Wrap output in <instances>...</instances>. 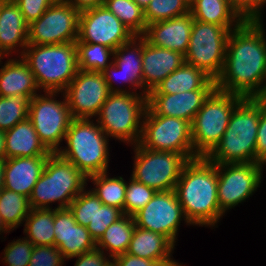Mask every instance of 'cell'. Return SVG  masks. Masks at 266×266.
I'll return each mask as SVG.
<instances>
[{
  "mask_svg": "<svg viewBox=\"0 0 266 266\" xmlns=\"http://www.w3.org/2000/svg\"><path fill=\"white\" fill-rule=\"evenodd\" d=\"M35 75L43 92H63L77 74V46L75 42L54 45L28 44L20 55Z\"/></svg>",
  "mask_w": 266,
  "mask_h": 266,
  "instance_id": "obj_4",
  "label": "cell"
},
{
  "mask_svg": "<svg viewBox=\"0 0 266 266\" xmlns=\"http://www.w3.org/2000/svg\"><path fill=\"white\" fill-rule=\"evenodd\" d=\"M24 226V238L34 246H55L54 209L31 208Z\"/></svg>",
  "mask_w": 266,
  "mask_h": 266,
  "instance_id": "obj_31",
  "label": "cell"
},
{
  "mask_svg": "<svg viewBox=\"0 0 266 266\" xmlns=\"http://www.w3.org/2000/svg\"><path fill=\"white\" fill-rule=\"evenodd\" d=\"M218 164L206 157L190 160L175 186L184 215L191 225L215 226L224 214L218 201Z\"/></svg>",
  "mask_w": 266,
  "mask_h": 266,
  "instance_id": "obj_2",
  "label": "cell"
},
{
  "mask_svg": "<svg viewBox=\"0 0 266 266\" xmlns=\"http://www.w3.org/2000/svg\"><path fill=\"white\" fill-rule=\"evenodd\" d=\"M193 16L187 14L148 24L142 35L152 46L176 51L185 56L192 31Z\"/></svg>",
  "mask_w": 266,
  "mask_h": 266,
  "instance_id": "obj_21",
  "label": "cell"
},
{
  "mask_svg": "<svg viewBox=\"0 0 266 266\" xmlns=\"http://www.w3.org/2000/svg\"><path fill=\"white\" fill-rule=\"evenodd\" d=\"M51 5H57V4H68L69 0H48Z\"/></svg>",
  "mask_w": 266,
  "mask_h": 266,
  "instance_id": "obj_54",
  "label": "cell"
},
{
  "mask_svg": "<svg viewBox=\"0 0 266 266\" xmlns=\"http://www.w3.org/2000/svg\"><path fill=\"white\" fill-rule=\"evenodd\" d=\"M3 54L0 52V63H1V59L3 58Z\"/></svg>",
  "mask_w": 266,
  "mask_h": 266,
  "instance_id": "obj_57",
  "label": "cell"
},
{
  "mask_svg": "<svg viewBox=\"0 0 266 266\" xmlns=\"http://www.w3.org/2000/svg\"><path fill=\"white\" fill-rule=\"evenodd\" d=\"M237 28L194 20L185 62L216 81L224 66L228 36Z\"/></svg>",
  "mask_w": 266,
  "mask_h": 266,
  "instance_id": "obj_9",
  "label": "cell"
},
{
  "mask_svg": "<svg viewBox=\"0 0 266 266\" xmlns=\"http://www.w3.org/2000/svg\"><path fill=\"white\" fill-rule=\"evenodd\" d=\"M49 156L13 157L4 160L3 188L29 198Z\"/></svg>",
  "mask_w": 266,
  "mask_h": 266,
  "instance_id": "obj_23",
  "label": "cell"
},
{
  "mask_svg": "<svg viewBox=\"0 0 266 266\" xmlns=\"http://www.w3.org/2000/svg\"><path fill=\"white\" fill-rule=\"evenodd\" d=\"M134 36L104 5L80 12L76 42L96 43L116 50Z\"/></svg>",
  "mask_w": 266,
  "mask_h": 266,
  "instance_id": "obj_16",
  "label": "cell"
},
{
  "mask_svg": "<svg viewBox=\"0 0 266 266\" xmlns=\"http://www.w3.org/2000/svg\"><path fill=\"white\" fill-rule=\"evenodd\" d=\"M147 96L138 93H110L100 108L96 122L110 138L136 145L142 132Z\"/></svg>",
  "mask_w": 266,
  "mask_h": 266,
  "instance_id": "obj_8",
  "label": "cell"
},
{
  "mask_svg": "<svg viewBox=\"0 0 266 266\" xmlns=\"http://www.w3.org/2000/svg\"><path fill=\"white\" fill-rule=\"evenodd\" d=\"M6 0H0V8Z\"/></svg>",
  "mask_w": 266,
  "mask_h": 266,
  "instance_id": "obj_56",
  "label": "cell"
},
{
  "mask_svg": "<svg viewBox=\"0 0 266 266\" xmlns=\"http://www.w3.org/2000/svg\"><path fill=\"white\" fill-rule=\"evenodd\" d=\"M2 232H4V233H8V231L3 227V225L1 224V222H0V234L2 233Z\"/></svg>",
  "mask_w": 266,
  "mask_h": 266,
  "instance_id": "obj_55",
  "label": "cell"
},
{
  "mask_svg": "<svg viewBox=\"0 0 266 266\" xmlns=\"http://www.w3.org/2000/svg\"><path fill=\"white\" fill-rule=\"evenodd\" d=\"M262 22L244 21L230 31L224 66L215 81L217 90L258 98L266 88V36Z\"/></svg>",
  "mask_w": 266,
  "mask_h": 266,
  "instance_id": "obj_1",
  "label": "cell"
},
{
  "mask_svg": "<svg viewBox=\"0 0 266 266\" xmlns=\"http://www.w3.org/2000/svg\"><path fill=\"white\" fill-rule=\"evenodd\" d=\"M263 107L257 98H244L232 112L220 142L206 158L214 164L256 163V139Z\"/></svg>",
  "mask_w": 266,
  "mask_h": 266,
  "instance_id": "obj_3",
  "label": "cell"
},
{
  "mask_svg": "<svg viewBox=\"0 0 266 266\" xmlns=\"http://www.w3.org/2000/svg\"><path fill=\"white\" fill-rule=\"evenodd\" d=\"M174 246L162 234L135 227L126 253L158 262L170 259Z\"/></svg>",
  "mask_w": 266,
  "mask_h": 266,
  "instance_id": "obj_28",
  "label": "cell"
},
{
  "mask_svg": "<svg viewBox=\"0 0 266 266\" xmlns=\"http://www.w3.org/2000/svg\"><path fill=\"white\" fill-rule=\"evenodd\" d=\"M80 12L68 4L51 5L28 26V44L54 45L76 42Z\"/></svg>",
  "mask_w": 266,
  "mask_h": 266,
  "instance_id": "obj_13",
  "label": "cell"
},
{
  "mask_svg": "<svg viewBox=\"0 0 266 266\" xmlns=\"http://www.w3.org/2000/svg\"><path fill=\"white\" fill-rule=\"evenodd\" d=\"M108 136L93 120L73 118L57 154L71 162L87 178L108 170ZM64 148V149H61Z\"/></svg>",
  "mask_w": 266,
  "mask_h": 266,
  "instance_id": "obj_5",
  "label": "cell"
},
{
  "mask_svg": "<svg viewBox=\"0 0 266 266\" xmlns=\"http://www.w3.org/2000/svg\"><path fill=\"white\" fill-rule=\"evenodd\" d=\"M198 89H216L215 81L204 71L184 62L148 94H176Z\"/></svg>",
  "mask_w": 266,
  "mask_h": 266,
  "instance_id": "obj_27",
  "label": "cell"
},
{
  "mask_svg": "<svg viewBox=\"0 0 266 266\" xmlns=\"http://www.w3.org/2000/svg\"><path fill=\"white\" fill-rule=\"evenodd\" d=\"M133 146L135 161L131 177L156 192L174 190L190 160L177 152L149 150L139 144Z\"/></svg>",
  "mask_w": 266,
  "mask_h": 266,
  "instance_id": "obj_11",
  "label": "cell"
},
{
  "mask_svg": "<svg viewBox=\"0 0 266 266\" xmlns=\"http://www.w3.org/2000/svg\"><path fill=\"white\" fill-rule=\"evenodd\" d=\"M215 89H198L176 94H148L147 106L156 114L192 123L204 101Z\"/></svg>",
  "mask_w": 266,
  "mask_h": 266,
  "instance_id": "obj_20",
  "label": "cell"
},
{
  "mask_svg": "<svg viewBox=\"0 0 266 266\" xmlns=\"http://www.w3.org/2000/svg\"><path fill=\"white\" fill-rule=\"evenodd\" d=\"M30 99L27 96H0V130L7 131L28 119Z\"/></svg>",
  "mask_w": 266,
  "mask_h": 266,
  "instance_id": "obj_36",
  "label": "cell"
},
{
  "mask_svg": "<svg viewBox=\"0 0 266 266\" xmlns=\"http://www.w3.org/2000/svg\"><path fill=\"white\" fill-rule=\"evenodd\" d=\"M87 177L76 166L57 153H51L42 175L29 196L33 209H52L50 203L58 201L59 208H69L70 203L85 189Z\"/></svg>",
  "mask_w": 266,
  "mask_h": 266,
  "instance_id": "obj_6",
  "label": "cell"
},
{
  "mask_svg": "<svg viewBox=\"0 0 266 266\" xmlns=\"http://www.w3.org/2000/svg\"><path fill=\"white\" fill-rule=\"evenodd\" d=\"M76 258L75 266H108L113 261L107 259L104 250L97 247L76 256Z\"/></svg>",
  "mask_w": 266,
  "mask_h": 266,
  "instance_id": "obj_46",
  "label": "cell"
},
{
  "mask_svg": "<svg viewBox=\"0 0 266 266\" xmlns=\"http://www.w3.org/2000/svg\"><path fill=\"white\" fill-rule=\"evenodd\" d=\"M55 246L65 259H73L96 248L87 227L76 223L69 208H54Z\"/></svg>",
  "mask_w": 266,
  "mask_h": 266,
  "instance_id": "obj_19",
  "label": "cell"
},
{
  "mask_svg": "<svg viewBox=\"0 0 266 266\" xmlns=\"http://www.w3.org/2000/svg\"><path fill=\"white\" fill-rule=\"evenodd\" d=\"M28 25L39 19L51 6L48 0H14Z\"/></svg>",
  "mask_w": 266,
  "mask_h": 266,
  "instance_id": "obj_44",
  "label": "cell"
},
{
  "mask_svg": "<svg viewBox=\"0 0 266 266\" xmlns=\"http://www.w3.org/2000/svg\"><path fill=\"white\" fill-rule=\"evenodd\" d=\"M64 259L56 246H34L28 266H62Z\"/></svg>",
  "mask_w": 266,
  "mask_h": 266,
  "instance_id": "obj_42",
  "label": "cell"
},
{
  "mask_svg": "<svg viewBox=\"0 0 266 266\" xmlns=\"http://www.w3.org/2000/svg\"><path fill=\"white\" fill-rule=\"evenodd\" d=\"M113 262L116 266H150L154 261L123 253L115 256Z\"/></svg>",
  "mask_w": 266,
  "mask_h": 266,
  "instance_id": "obj_47",
  "label": "cell"
},
{
  "mask_svg": "<svg viewBox=\"0 0 266 266\" xmlns=\"http://www.w3.org/2000/svg\"><path fill=\"white\" fill-rule=\"evenodd\" d=\"M58 93L45 91V95L37 94L29 103L28 119L51 153H57L60 149V142L65 138L73 119L65 94L63 101H58L55 98Z\"/></svg>",
  "mask_w": 266,
  "mask_h": 266,
  "instance_id": "obj_12",
  "label": "cell"
},
{
  "mask_svg": "<svg viewBox=\"0 0 266 266\" xmlns=\"http://www.w3.org/2000/svg\"><path fill=\"white\" fill-rule=\"evenodd\" d=\"M135 226L167 237L174 245L180 221L191 225L174 190L156 192L153 198L133 215Z\"/></svg>",
  "mask_w": 266,
  "mask_h": 266,
  "instance_id": "obj_15",
  "label": "cell"
},
{
  "mask_svg": "<svg viewBox=\"0 0 266 266\" xmlns=\"http://www.w3.org/2000/svg\"><path fill=\"white\" fill-rule=\"evenodd\" d=\"M108 266H116V265H115L114 262L112 261V263H110Z\"/></svg>",
  "mask_w": 266,
  "mask_h": 266,
  "instance_id": "obj_58",
  "label": "cell"
},
{
  "mask_svg": "<svg viewBox=\"0 0 266 266\" xmlns=\"http://www.w3.org/2000/svg\"><path fill=\"white\" fill-rule=\"evenodd\" d=\"M76 223L87 227L95 215V194L85 189L70 203Z\"/></svg>",
  "mask_w": 266,
  "mask_h": 266,
  "instance_id": "obj_40",
  "label": "cell"
},
{
  "mask_svg": "<svg viewBox=\"0 0 266 266\" xmlns=\"http://www.w3.org/2000/svg\"><path fill=\"white\" fill-rule=\"evenodd\" d=\"M50 154L51 152L41 142L29 119L5 131V159L49 156Z\"/></svg>",
  "mask_w": 266,
  "mask_h": 266,
  "instance_id": "obj_26",
  "label": "cell"
},
{
  "mask_svg": "<svg viewBox=\"0 0 266 266\" xmlns=\"http://www.w3.org/2000/svg\"><path fill=\"white\" fill-rule=\"evenodd\" d=\"M123 215L121 209L103 204L95 195V215L93 221L87 226V230L95 242H97L108 226L120 219Z\"/></svg>",
  "mask_w": 266,
  "mask_h": 266,
  "instance_id": "obj_38",
  "label": "cell"
},
{
  "mask_svg": "<svg viewBox=\"0 0 266 266\" xmlns=\"http://www.w3.org/2000/svg\"><path fill=\"white\" fill-rule=\"evenodd\" d=\"M189 12L194 20L219 26L239 27L244 22L228 0H190Z\"/></svg>",
  "mask_w": 266,
  "mask_h": 266,
  "instance_id": "obj_29",
  "label": "cell"
},
{
  "mask_svg": "<svg viewBox=\"0 0 266 266\" xmlns=\"http://www.w3.org/2000/svg\"><path fill=\"white\" fill-rule=\"evenodd\" d=\"M130 179L129 183H126L124 214L133 216L153 198L156 191L132 177Z\"/></svg>",
  "mask_w": 266,
  "mask_h": 266,
  "instance_id": "obj_39",
  "label": "cell"
},
{
  "mask_svg": "<svg viewBox=\"0 0 266 266\" xmlns=\"http://www.w3.org/2000/svg\"><path fill=\"white\" fill-rule=\"evenodd\" d=\"M19 59L10 58L0 68V96H27L31 100L39 87L28 64Z\"/></svg>",
  "mask_w": 266,
  "mask_h": 266,
  "instance_id": "obj_25",
  "label": "cell"
},
{
  "mask_svg": "<svg viewBox=\"0 0 266 266\" xmlns=\"http://www.w3.org/2000/svg\"><path fill=\"white\" fill-rule=\"evenodd\" d=\"M185 62L184 55L158 46H152L143 37L142 74L147 94Z\"/></svg>",
  "mask_w": 266,
  "mask_h": 266,
  "instance_id": "obj_22",
  "label": "cell"
},
{
  "mask_svg": "<svg viewBox=\"0 0 266 266\" xmlns=\"http://www.w3.org/2000/svg\"><path fill=\"white\" fill-rule=\"evenodd\" d=\"M69 3L79 12H82L103 5L104 0H69Z\"/></svg>",
  "mask_w": 266,
  "mask_h": 266,
  "instance_id": "obj_48",
  "label": "cell"
},
{
  "mask_svg": "<svg viewBox=\"0 0 266 266\" xmlns=\"http://www.w3.org/2000/svg\"><path fill=\"white\" fill-rule=\"evenodd\" d=\"M143 10L149 5L151 0H134Z\"/></svg>",
  "mask_w": 266,
  "mask_h": 266,
  "instance_id": "obj_52",
  "label": "cell"
},
{
  "mask_svg": "<svg viewBox=\"0 0 266 266\" xmlns=\"http://www.w3.org/2000/svg\"><path fill=\"white\" fill-rule=\"evenodd\" d=\"M232 9L243 21H262V6L266 0H228Z\"/></svg>",
  "mask_w": 266,
  "mask_h": 266,
  "instance_id": "obj_43",
  "label": "cell"
},
{
  "mask_svg": "<svg viewBox=\"0 0 266 266\" xmlns=\"http://www.w3.org/2000/svg\"><path fill=\"white\" fill-rule=\"evenodd\" d=\"M139 145L145 149L177 152L193 160L191 123L175 117L156 115L148 106L142 118Z\"/></svg>",
  "mask_w": 266,
  "mask_h": 266,
  "instance_id": "obj_10",
  "label": "cell"
},
{
  "mask_svg": "<svg viewBox=\"0 0 266 266\" xmlns=\"http://www.w3.org/2000/svg\"><path fill=\"white\" fill-rule=\"evenodd\" d=\"M261 163L218 164V201L225 213L253 195L263 176Z\"/></svg>",
  "mask_w": 266,
  "mask_h": 266,
  "instance_id": "obj_14",
  "label": "cell"
},
{
  "mask_svg": "<svg viewBox=\"0 0 266 266\" xmlns=\"http://www.w3.org/2000/svg\"><path fill=\"white\" fill-rule=\"evenodd\" d=\"M34 245L27 239L9 243L4 250L3 260L8 266H28Z\"/></svg>",
  "mask_w": 266,
  "mask_h": 266,
  "instance_id": "obj_41",
  "label": "cell"
},
{
  "mask_svg": "<svg viewBox=\"0 0 266 266\" xmlns=\"http://www.w3.org/2000/svg\"><path fill=\"white\" fill-rule=\"evenodd\" d=\"M112 12L134 35H143L147 24L144 10L134 0H104Z\"/></svg>",
  "mask_w": 266,
  "mask_h": 266,
  "instance_id": "obj_34",
  "label": "cell"
},
{
  "mask_svg": "<svg viewBox=\"0 0 266 266\" xmlns=\"http://www.w3.org/2000/svg\"><path fill=\"white\" fill-rule=\"evenodd\" d=\"M62 93L66 96L72 118L91 119L98 115L111 92L102 72L78 70Z\"/></svg>",
  "mask_w": 266,
  "mask_h": 266,
  "instance_id": "obj_17",
  "label": "cell"
},
{
  "mask_svg": "<svg viewBox=\"0 0 266 266\" xmlns=\"http://www.w3.org/2000/svg\"><path fill=\"white\" fill-rule=\"evenodd\" d=\"M135 227L133 216L124 214L120 219L108 226L104 234L96 242V247L109 251L108 257L111 259L126 253Z\"/></svg>",
  "mask_w": 266,
  "mask_h": 266,
  "instance_id": "obj_30",
  "label": "cell"
},
{
  "mask_svg": "<svg viewBox=\"0 0 266 266\" xmlns=\"http://www.w3.org/2000/svg\"><path fill=\"white\" fill-rule=\"evenodd\" d=\"M30 210L28 197L9 189L0 190V222L8 232L20 226Z\"/></svg>",
  "mask_w": 266,
  "mask_h": 266,
  "instance_id": "obj_32",
  "label": "cell"
},
{
  "mask_svg": "<svg viewBox=\"0 0 266 266\" xmlns=\"http://www.w3.org/2000/svg\"><path fill=\"white\" fill-rule=\"evenodd\" d=\"M0 160H5V131L0 130Z\"/></svg>",
  "mask_w": 266,
  "mask_h": 266,
  "instance_id": "obj_50",
  "label": "cell"
},
{
  "mask_svg": "<svg viewBox=\"0 0 266 266\" xmlns=\"http://www.w3.org/2000/svg\"><path fill=\"white\" fill-rule=\"evenodd\" d=\"M257 99L263 104L264 108L266 109V88Z\"/></svg>",
  "mask_w": 266,
  "mask_h": 266,
  "instance_id": "obj_53",
  "label": "cell"
},
{
  "mask_svg": "<svg viewBox=\"0 0 266 266\" xmlns=\"http://www.w3.org/2000/svg\"><path fill=\"white\" fill-rule=\"evenodd\" d=\"M150 266H182L176 261L172 260V258L168 260H162L158 262H153Z\"/></svg>",
  "mask_w": 266,
  "mask_h": 266,
  "instance_id": "obj_49",
  "label": "cell"
},
{
  "mask_svg": "<svg viewBox=\"0 0 266 266\" xmlns=\"http://www.w3.org/2000/svg\"><path fill=\"white\" fill-rule=\"evenodd\" d=\"M28 26L15 1L6 0L0 8V52L3 55H11L15 47H21V55L24 53L28 46Z\"/></svg>",
  "mask_w": 266,
  "mask_h": 266,
  "instance_id": "obj_24",
  "label": "cell"
},
{
  "mask_svg": "<svg viewBox=\"0 0 266 266\" xmlns=\"http://www.w3.org/2000/svg\"><path fill=\"white\" fill-rule=\"evenodd\" d=\"M107 173L92 175L87 179L94 181L95 188L92 191L103 204L119 208L124 214L126 182L119 176L110 178Z\"/></svg>",
  "mask_w": 266,
  "mask_h": 266,
  "instance_id": "obj_33",
  "label": "cell"
},
{
  "mask_svg": "<svg viewBox=\"0 0 266 266\" xmlns=\"http://www.w3.org/2000/svg\"><path fill=\"white\" fill-rule=\"evenodd\" d=\"M138 41V43H137ZM142 53H143V36L135 35L130 41L123 43L114 50L113 63L109 65L103 72L104 79L111 93H133L123 89L114 88L113 79L115 76L136 91L138 88L144 92L143 74H142ZM118 80V79H117ZM137 88V89H136Z\"/></svg>",
  "mask_w": 266,
  "mask_h": 266,
  "instance_id": "obj_18",
  "label": "cell"
},
{
  "mask_svg": "<svg viewBox=\"0 0 266 266\" xmlns=\"http://www.w3.org/2000/svg\"><path fill=\"white\" fill-rule=\"evenodd\" d=\"M77 46L78 68L82 71L103 72L113 61L114 50L96 43L75 42ZM109 63H108V62Z\"/></svg>",
  "mask_w": 266,
  "mask_h": 266,
  "instance_id": "obj_35",
  "label": "cell"
},
{
  "mask_svg": "<svg viewBox=\"0 0 266 266\" xmlns=\"http://www.w3.org/2000/svg\"><path fill=\"white\" fill-rule=\"evenodd\" d=\"M189 0H151L144 10L146 24L172 19L189 12Z\"/></svg>",
  "mask_w": 266,
  "mask_h": 266,
  "instance_id": "obj_37",
  "label": "cell"
},
{
  "mask_svg": "<svg viewBox=\"0 0 266 266\" xmlns=\"http://www.w3.org/2000/svg\"><path fill=\"white\" fill-rule=\"evenodd\" d=\"M256 163L266 165V109L260 110L256 139Z\"/></svg>",
  "mask_w": 266,
  "mask_h": 266,
  "instance_id": "obj_45",
  "label": "cell"
},
{
  "mask_svg": "<svg viewBox=\"0 0 266 266\" xmlns=\"http://www.w3.org/2000/svg\"><path fill=\"white\" fill-rule=\"evenodd\" d=\"M241 96L215 89L204 101L191 123L194 156L207 157L218 145Z\"/></svg>",
  "mask_w": 266,
  "mask_h": 266,
  "instance_id": "obj_7",
  "label": "cell"
},
{
  "mask_svg": "<svg viewBox=\"0 0 266 266\" xmlns=\"http://www.w3.org/2000/svg\"><path fill=\"white\" fill-rule=\"evenodd\" d=\"M4 184V160H0V189L3 188Z\"/></svg>",
  "mask_w": 266,
  "mask_h": 266,
  "instance_id": "obj_51",
  "label": "cell"
}]
</instances>
